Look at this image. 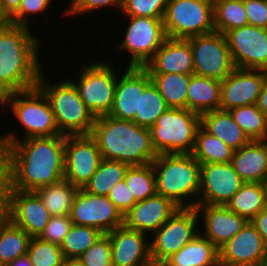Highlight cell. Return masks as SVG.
Masks as SVG:
<instances>
[{"label":"cell","mask_w":267,"mask_h":266,"mask_svg":"<svg viewBox=\"0 0 267 266\" xmlns=\"http://www.w3.org/2000/svg\"><path fill=\"white\" fill-rule=\"evenodd\" d=\"M228 111L251 141L267 140V117L256 104L234 107Z\"/></svg>","instance_id":"obj_36"},{"label":"cell","mask_w":267,"mask_h":266,"mask_svg":"<svg viewBox=\"0 0 267 266\" xmlns=\"http://www.w3.org/2000/svg\"><path fill=\"white\" fill-rule=\"evenodd\" d=\"M1 103H2V97L0 96V105H1ZM1 107V106H0Z\"/></svg>","instance_id":"obj_58"},{"label":"cell","mask_w":267,"mask_h":266,"mask_svg":"<svg viewBox=\"0 0 267 266\" xmlns=\"http://www.w3.org/2000/svg\"><path fill=\"white\" fill-rule=\"evenodd\" d=\"M169 198L155 194L137 203L124 214V226L153 235L178 209ZM151 232V233H150Z\"/></svg>","instance_id":"obj_22"},{"label":"cell","mask_w":267,"mask_h":266,"mask_svg":"<svg viewBox=\"0 0 267 266\" xmlns=\"http://www.w3.org/2000/svg\"><path fill=\"white\" fill-rule=\"evenodd\" d=\"M215 32H225L248 25L244 0H213Z\"/></svg>","instance_id":"obj_35"},{"label":"cell","mask_w":267,"mask_h":266,"mask_svg":"<svg viewBox=\"0 0 267 266\" xmlns=\"http://www.w3.org/2000/svg\"><path fill=\"white\" fill-rule=\"evenodd\" d=\"M5 158L4 148L0 145V162Z\"/></svg>","instance_id":"obj_57"},{"label":"cell","mask_w":267,"mask_h":266,"mask_svg":"<svg viewBox=\"0 0 267 266\" xmlns=\"http://www.w3.org/2000/svg\"><path fill=\"white\" fill-rule=\"evenodd\" d=\"M226 206L247 221H251L265 209L263 183L245 182Z\"/></svg>","instance_id":"obj_33"},{"label":"cell","mask_w":267,"mask_h":266,"mask_svg":"<svg viewBox=\"0 0 267 266\" xmlns=\"http://www.w3.org/2000/svg\"><path fill=\"white\" fill-rule=\"evenodd\" d=\"M136 201L155 195L156 180L151 163L142 166H129L124 178Z\"/></svg>","instance_id":"obj_39"},{"label":"cell","mask_w":267,"mask_h":266,"mask_svg":"<svg viewBox=\"0 0 267 266\" xmlns=\"http://www.w3.org/2000/svg\"><path fill=\"white\" fill-rule=\"evenodd\" d=\"M160 266H220L218 248L199 233Z\"/></svg>","instance_id":"obj_27"},{"label":"cell","mask_w":267,"mask_h":266,"mask_svg":"<svg viewBox=\"0 0 267 266\" xmlns=\"http://www.w3.org/2000/svg\"><path fill=\"white\" fill-rule=\"evenodd\" d=\"M71 227L72 221L69 215L51 216L39 238L60 245Z\"/></svg>","instance_id":"obj_46"},{"label":"cell","mask_w":267,"mask_h":266,"mask_svg":"<svg viewBox=\"0 0 267 266\" xmlns=\"http://www.w3.org/2000/svg\"><path fill=\"white\" fill-rule=\"evenodd\" d=\"M11 190V168L8 160L4 158L0 162V224L9 220Z\"/></svg>","instance_id":"obj_44"},{"label":"cell","mask_w":267,"mask_h":266,"mask_svg":"<svg viewBox=\"0 0 267 266\" xmlns=\"http://www.w3.org/2000/svg\"><path fill=\"white\" fill-rule=\"evenodd\" d=\"M221 82L191 74L187 90V109L198 114L219 109Z\"/></svg>","instance_id":"obj_28"},{"label":"cell","mask_w":267,"mask_h":266,"mask_svg":"<svg viewBox=\"0 0 267 266\" xmlns=\"http://www.w3.org/2000/svg\"><path fill=\"white\" fill-rule=\"evenodd\" d=\"M251 223L256 227L258 233L263 238L264 244L267 247V209L260 211L251 220Z\"/></svg>","instance_id":"obj_49"},{"label":"cell","mask_w":267,"mask_h":266,"mask_svg":"<svg viewBox=\"0 0 267 266\" xmlns=\"http://www.w3.org/2000/svg\"><path fill=\"white\" fill-rule=\"evenodd\" d=\"M267 247L256 227L248 221L245 226L219 249L220 266H258Z\"/></svg>","instance_id":"obj_18"},{"label":"cell","mask_w":267,"mask_h":266,"mask_svg":"<svg viewBox=\"0 0 267 266\" xmlns=\"http://www.w3.org/2000/svg\"><path fill=\"white\" fill-rule=\"evenodd\" d=\"M201 115L182 108H168L149 128L156 154H191Z\"/></svg>","instance_id":"obj_6"},{"label":"cell","mask_w":267,"mask_h":266,"mask_svg":"<svg viewBox=\"0 0 267 266\" xmlns=\"http://www.w3.org/2000/svg\"><path fill=\"white\" fill-rule=\"evenodd\" d=\"M1 106L2 108L10 106L12 114L20 122L25 132L22 140L30 137L61 135L49 101L37 86L6 94L2 97Z\"/></svg>","instance_id":"obj_7"},{"label":"cell","mask_w":267,"mask_h":266,"mask_svg":"<svg viewBox=\"0 0 267 266\" xmlns=\"http://www.w3.org/2000/svg\"><path fill=\"white\" fill-rule=\"evenodd\" d=\"M258 266H267V251Z\"/></svg>","instance_id":"obj_56"},{"label":"cell","mask_w":267,"mask_h":266,"mask_svg":"<svg viewBox=\"0 0 267 266\" xmlns=\"http://www.w3.org/2000/svg\"><path fill=\"white\" fill-rule=\"evenodd\" d=\"M27 256L32 266H62L64 262L60 245L39 237L30 239Z\"/></svg>","instance_id":"obj_40"},{"label":"cell","mask_w":267,"mask_h":266,"mask_svg":"<svg viewBox=\"0 0 267 266\" xmlns=\"http://www.w3.org/2000/svg\"><path fill=\"white\" fill-rule=\"evenodd\" d=\"M107 197L114 203L123 215L137 203L124 179L119 181L110 190Z\"/></svg>","instance_id":"obj_47"},{"label":"cell","mask_w":267,"mask_h":266,"mask_svg":"<svg viewBox=\"0 0 267 266\" xmlns=\"http://www.w3.org/2000/svg\"><path fill=\"white\" fill-rule=\"evenodd\" d=\"M103 235L96 228L72 224L70 231L60 244L64 259L79 258Z\"/></svg>","instance_id":"obj_37"},{"label":"cell","mask_w":267,"mask_h":266,"mask_svg":"<svg viewBox=\"0 0 267 266\" xmlns=\"http://www.w3.org/2000/svg\"><path fill=\"white\" fill-rule=\"evenodd\" d=\"M150 77L169 108L187 109V90L191 74H150Z\"/></svg>","instance_id":"obj_30"},{"label":"cell","mask_w":267,"mask_h":266,"mask_svg":"<svg viewBox=\"0 0 267 266\" xmlns=\"http://www.w3.org/2000/svg\"><path fill=\"white\" fill-rule=\"evenodd\" d=\"M244 183L230 162L201 164L198 204L227 205Z\"/></svg>","instance_id":"obj_16"},{"label":"cell","mask_w":267,"mask_h":266,"mask_svg":"<svg viewBox=\"0 0 267 266\" xmlns=\"http://www.w3.org/2000/svg\"><path fill=\"white\" fill-rule=\"evenodd\" d=\"M113 266H152L148 235L124 225L107 233ZM147 236V237H146Z\"/></svg>","instance_id":"obj_20"},{"label":"cell","mask_w":267,"mask_h":266,"mask_svg":"<svg viewBox=\"0 0 267 266\" xmlns=\"http://www.w3.org/2000/svg\"><path fill=\"white\" fill-rule=\"evenodd\" d=\"M256 105L267 117V75Z\"/></svg>","instance_id":"obj_50"},{"label":"cell","mask_w":267,"mask_h":266,"mask_svg":"<svg viewBox=\"0 0 267 266\" xmlns=\"http://www.w3.org/2000/svg\"><path fill=\"white\" fill-rule=\"evenodd\" d=\"M244 182L267 181V140H254L234 150L230 162Z\"/></svg>","instance_id":"obj_25"},{"label":"cell","mask_w":267,"mask_h":266,"mask_svg":"<svg viewBox=\"0 0 267 266\" xmlns=\"http://www.w3.org/2000/svg\"><path fill=\"white\" fill-rule=\"evenodd\" d=\"M162 21L168 38L187 39L215 32L213 0H168Z\"/></svg>","instance_id":"obj_8"},{"label":"cell","mask_w":267,"mask_h":266,"mask_svg":"<svg viewBox=\"0 0 267 266\" xmlns=\"http://www.w3.org/2000/svg\"><path fill=\"white\" fill-rule=\"evenodd\" d=\"M244 8L248 24L267 29V0H244Z\"/></svg>","instance_id":"obj_48"},{"label":"cell","mask_w":267,"mask_h":266,"mask_svg":"<svg viewBox=\"0 0 267 266\" xmlns=\"http://www.w3.org/2000/svg\"><path fill=\"white\" fill-rule=\"evenodd\" d=\"M53 0H22L18 10L10 17L11 24L30 27V17L46 13Z\"/></svg>","instance_id":"obj_43"},{"label":"cell","mask_w":267,"mask_h":266,"mask_svg":"<svg viewBox=\"0 0 267 266\" xmlns=\"http://www.w3.org/2000/svg\"><path fill=\"white\" fill-rule=\"evenodd\" d=\"M151 164L157 194L169 198L179 208L198 205L201 164L192 154H158Z\"/></svg>","instance_id":"obj_4"},{"label":"cell","mask_w":267,"mask_h":266,"mask_svg":"<svg viewBox=\"0 0 267 266\" xmlns=\"http://www.w3.org/2000/svg\"><path fill=\"white\" fill-rule=\"evenodd\" d=\"M128 168L129 165L121 161L102 159L83 189L94 195L108 196L110 190L125 178Z\"/></svg>","instance_id":"obj_32"},{"label":"cell","mask_w":267,"mask_h":266,"mask_svg":"<svg viewBox=\"0 0 267 266\" xmlns=\"http://www.w3.org/2000/svg\"><path fill=\"white\" fill-rule=\"evenodd\" d=\"M233 153L223 141L199 127L191 154L200 164L231 162Z\"/></svg>","instance_id":"obj_31"},{"label":"cell","mask_w":267,"mask_h":266,"mask_svg":"<svg viewBox=\"0 0 267 266\" xmlns=\"http://www.w3.org/2000/svg\"><path fill=\"white\" fill-rule=\"evenodd\" d=\"M112 67L106 61L83 63L79 82L69 79L95 118L109 115L112 109L118 78Z\"/></svg>","instance_id":"obj_9"},{"label":"cell","mask_w":267,"mask_h":266,"mask_svg":"<svg viewBox=\"0 0 267 266\" xmlns=\"http://www.w3.org/2000/svg\"><path fill=\"white\" fill-rule=\"evenodd\" d=\"M95 139L90 135L65 136L64 179L83 188L102 161Z\"/></svg>","instance_id":"obj_15"},{"label":"cell","mask_w":267,"mask_h":266,"mask_svg":"<svg viewBox=\"0 0 267 266\" xmlns=\"http://www.w3.org/2000/svg\"><path fill=\"white\" fill-rule=\"evenodd\" d=\"M125 70L123 74L118 75L109 116L119 120H133L135 114H139L140 93H143L152 80L144 67L127 68L126 65Z\"/></svg>","instance_id":"obj_19"},{"label":"cell","mask_w":267,"mask_h":266,"mask_svg":"<svg viewBox=\"0 0 267 266\" xmlns=\"http://www.w3.org/2000/svg\"><path fill=\"white\" fill-rule=\"evenodd\" d=\"M31 237L10 220L0 224V265H8L18 257L27 255Z\"/></svg>","instance_id":"obj_34"},{"label":"cell","mask_w":267,"mask_h":266,"mask_svg":"<svg viewBox=\"0 0 267 266\" xmlns=\"http://www.w3.org/2000/svg\"><path fill=\"white\" fill-rule=\"evenodd\" d=\"M199 217L195 207L178 208L152 237L149 236L150 257L154 266H160L200 233V228L196 227L201 222Z\"/></svg>","instance_id":"obj_10"},{"label":"cell","mask_w":267,"mask_h":266,"mask_svg":"<svg viewBox=\"0 0 267 266\" xmlns=\"http://www.w3.org/2000/svg\"><path fill=\"white\" fill-rule=\"evenodd\" d=\"M168 108L158 88L151 82L140 93L139 114H135L132 121L138 126L150 128Z\"/></svg>","instance_id":"obj_38"},{"label":"cell","mask_w":267,"mask_h":266,"mask_svg":"<svg viewBox=\"0 0 267 266\" xmlns=\"http://www.w3.org/2000/svg\"><path fill=\"white\" fill-rule=\"evenodd\" d=\"M43 73L37 87L49 101L59 133L64 136L90 134L96 118L81 100L74 84L69 79L50 84Z\"/></svg>","instance_id":"obj_5"},{"label":"cell","mask_w":267,"mask_h":266,"mask_svg":"<svg viewBox=\"0 0 267 266\" xmlns=\"http://www.w3.org/2000/svg\"><path fill=\"white\" fill-rule=\"evenodd\" d=\"M10 24H11L10 17L3 10V7H2L1 2H0V30L7 27Z\"/></svg>","instance_id":"obj_53"},{"label":"cell","mask_w":267,"mask_h":266,"mask_svg":"<svg viewBox=\"0 0 267 266\" xmlns=\"http://www.w3.org/2000/svg\"><path fill=\"white\" fill-rule=\"evenodd\" d=\"M201 126L233 150H238L251 141L228 110L217 109L201 114Z\"/></svg>","instance_id":"obj_26"},{"label":"cell","mask_w":267,"mask_h":266,"mask_svg":"<svg viewBox=\"0 0 267 266\" xmlns=\"http://www.w3.org/2000/svg\"><path fill=\"white\" fill-rule=\"evenodd\" d=\"M266 75L265 70L235 68L229 77L221 82L219 109L229 110L234 107L257 104Z\"/></svg>","instance_id":"obj_17"},{"label":"cell","mask_w":267,"mask_h":266,"mask_svg":"<svg viewBox=\"0 0 267 266\" xmlns=\"http://www.w3.org/2000/svg\"><path fill=\"white\" fill-rule=\"evenodd\" d=\"M193 58V74L223 82L236 68L224 34L212 32L187 38Z\"/></svg>","instance_id":"obj_11"},{"label":"cell","mask_w":267,"mask_h":266,"mask_svg":"<svg viewBox=\"0 0 267 266\" xmlns=\"http://www.w3.org/2000/svg\"><path fill=\"white\" fill-rule=\"evenodd\" d=\"M69 217L72 224L84 225L107 234L123 226L124 215L107 196L94 195L80 188Z\"/></svg>","instance_id":"obj_13"},{"label":"cell","mask_w":267,"mask_h":266,"mask_svg":"<svg viewBox=\"0 0 267 266\" xmlns=\"http://www.w3.org/2000/svg\"><path fill=\"white\" fill-rule=\"evenodd\" d=\"M168 0H125L121 13L125 16L163 18Z\"/></svg>","instance_id":"obj_41"},{"label":"cell","mask_w":267,"mask_h":266,"mask_svg":"<svg viewBox=\"0 0 267 266\" xmlns=\"http://www.w3.org/2000/svg\"><path fill=\"white\" fill-rule=\"evenodd\" d=\"M5 266H32L30 259L27 255L18 257L13 262L9 263Z\"/></svg>","instance_id":"obj_52"},{"label":"cell","mask_w":267,"mask_h":266,"mask_svg":"<svg viewBox=\"0 0 267 266\" xmlns=\"http://www.w3.org/2000/svg\"><path fill=\"white\" fill-rule=\"evenodd\" d=\"M126 17L129 24L118 48L129 53L128 67H145L167 38L163 18Z\"/></svg>","instance_id":"obj_12"},{"label":"cell","mask_w":267,"mask_h":266,"mask_svg":"<svg viewBox=\"0 0 267 266\" xmlns=\"http://www.w3.org/2000/svg\"><path fill=\"white\" fill-rule=\"evenodd\" d=\"M236 68L267 71V29L250 24L224 33Z\"/></svg>","instance_id":"obj_14"},{"label":"cell","mask_w":267,"mask_h":266,"mask_svg":"<svg viewBox=\"0 0 267 266\" xmlns=\"http://www.w3.org/2000/svg\"><path fill=\"white\" fill-rule=\"evenodd\" d=\"M264 198H265V209H267V181L263 183Z\"/></svg>","instance_id":"obj_55"},{"label":"cell","mask_w":267,"mask_h":266,"mask_svg":"<svg viewBox=\"0 0 267 266\" xmlns=\"http://www.w3.org/2000/svg\"><path fill=\"white\" fill-rule=\"evenodd\" d=\"M22 0H0L3 10L11 17L19 8Z\"/></svg>","instance_id":"obj_51"},{"label":"cell","mask_w":267,"mask_h":266,"mask_svg":"<svg viewBox=\"0 0 267 266\" xmlns=\"http://www.w3.org/2000/svg\"><path fill=\"white\" fill-rule=\"evenodd\" d=\"M62 266H85L79 258H67L64 259Z\"/></svg>","instance_id":"obj_54"},{"label":"cell","mask_w":267,"mask_h":266,"mask_svg":"<svg viewBox=\"0 0 267 266\" xmlns=\"http://www.w3.org/2000/svg\"><path fill=\"white\" fill-rule=\"evenodd\" d=\"M80 188L66 179L55 184L41 186L34 192L42 200L50 216L69 215L74 199Z\"/></svg>","instance_id":"obj_29"},{"label":"cell","mask_w":267,"mask_h":266,"mask_svg":"<svg viewBox=\"0 0 267 266\" xmlns=\"http://www.w3.org/2000/svg\"><path fill=\"white\" fill-rule=\"evenodd\" d=\"M31 30L15 24L0 30L1 97L37 86L43 70L38 59L41 40Z\"/></svg>","instance_id":"obj_2"},{"label":"cell","mask_w":267,"mask_h":266,"mask_svg":"<svg viewBox=\"0 0 267 266\" xmlns=\"http://www.w3.org/2000/svg\"><path fill=\"white\" fill-rule=\"evenodd\" d=\"M79 259L85 266H113L109 236L104 234Z\"/></svg>","instance_id":"obj_42"},{"label":"cell","mask_w":267,"mask_h":266,"mask_svg":"<svg viewBox=\"0 0 267 266\" xmlns=\"http://www.w3.org/2000/svg\"><path fill=\"white\" fill-rule=\"evenodd\" d=\"M0 145L11 168L12 190L35 191L64 179V135L19 140L10 131L0 136Z\"/></svg>","instance_id":"obj_1"},{"label":"cell","mask_w":267,"mask_h":266,"mask_svg":"<svg viewBox=\"0 0 267 266\" xmlns=\"http://www.w3.org/2000/svg\"><path fill=\"white\" fill-rule=\"evenodd\" d=\"M144 68L149 74H193L189 41L167 37Z\"/></svg>","instance_id":"obj_24"},{"label":"cell","mask_w":267,"mask_h":266,"mask_svg":"<svg viewBox=\"0 0 267 266\" xmlns=\"http://www.w3.org/2000/svg\"><path fill=\"white\" fill-rule=\"evenodd\" d=\"M125 0H74L69 6L65 9L64 15L70 16H81L87 13L97 11L102 8L117 7L116 9L122 10ZM96 9V10H95Z\"/></svg>","instance_id":"obj_45"},{"label":"cell","mask_w":267,"mask_h":266,"mask_svg":"<svg viewBox=\"0 0 267 266\" xmlns=\"http://www.w3.org/2000/svg\"><path fill=\"white\" fill-rule=\"evenodd\" d=\"M90 135L103 159L142 166L157 157L149 128L138 126L132 120H119L109 115L97 117Z\"/></svg>","instance_id":"obj_3"},{"label":"cell","mask_w":267,"mask_h":266,"mask_svg":"<svg viewBox=\"0 0 267 266\" xmlns=\"http://www.w3.org/2000/svg\"><path fill=\"white\" fill-rule=\"evenodd\" d=\"M195 209L199 216L203 212L202 226L204 227L202 229L204 231H201L200 234L218 249L236 235L248 222L226 205L198 204Z\"/></svg>","instance_id":"obj_23"},{"label":"cell","mask_w":267,"mask_h":266,"mask_svg":"<svg viewBox=\"0 0 267 266\" xmlns=\"http://www.w3.org/2000/svg\"><path fill=\"white\" fill-rule=\"evenodd\" d=\"M50 217L49 211L34 191L11 190L9 220L31 238L41 235Z\"/></svg>","instance_id":"obj_21"}]
</instances>
